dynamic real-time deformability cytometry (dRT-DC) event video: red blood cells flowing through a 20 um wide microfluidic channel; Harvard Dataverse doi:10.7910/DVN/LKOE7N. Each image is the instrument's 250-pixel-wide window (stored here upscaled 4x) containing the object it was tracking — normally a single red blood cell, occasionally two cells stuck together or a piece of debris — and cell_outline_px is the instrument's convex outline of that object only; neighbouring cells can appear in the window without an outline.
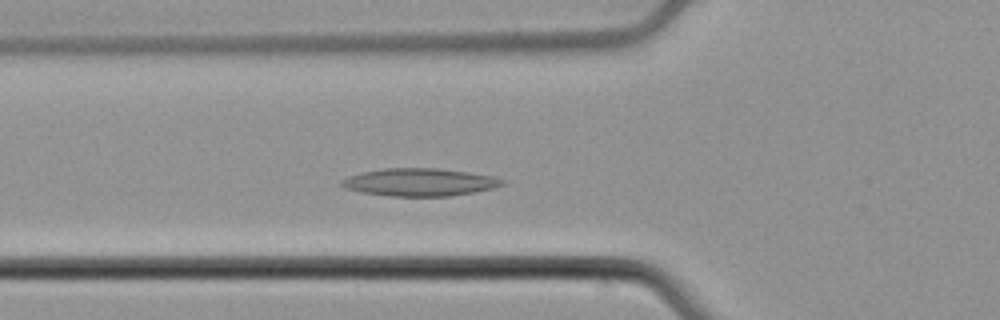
{"species": "common noctule bat (a hibernating species)", "species_latin": "Nyctalus noctula", "temperature_condition": "cold", "stored_images_in_passage": 52, "camera_frame_rate_fps": 3000, "um_per_image_px": 0.085, "animal": {"sex": "male", "body_mass_g": 21.5, "forearm_length_mm": 52.0}, "frame": {"image": 1, "passage_image": 16, "time_ms": 5.0, "image_size_px": [1000, 320], "cell_outline_px": [[508, 180], [504, 184], [492, 188], [476, 192], [448, 196], [388, 196], [360, 192], [344, 188], [340, 184], [340, 180], [348, 176], [360, 172], [384, 168], [436, 168], [468, 172], [492, 176]], "centroid_in_image_um": [35.64, 15.48], "position_along_channel_um": 90.2, "area_um2": 26.13}}
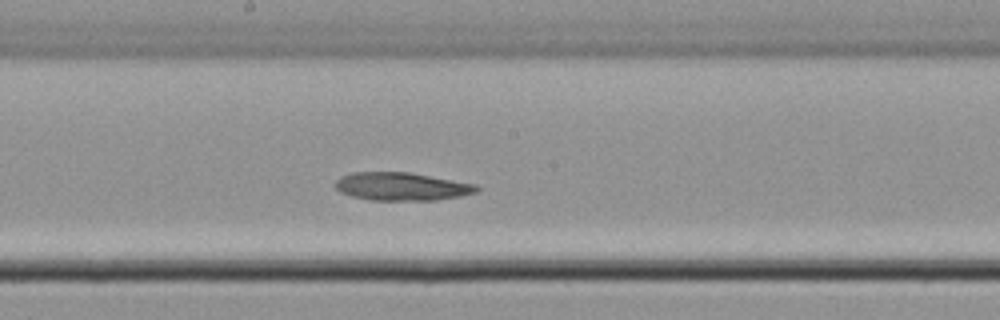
{"frame": {"image": 2, "passage_image": 26, "time_ms": 8.333, "image_size_px": [1000, 320], "cell_outline_px": [[480, 188], [476, 192], [460, 196], [436, 200], [368, 200], [352, 196], [340, 192], [336, 188], [336, 180], [340, 176], [352, 172], [408, 172], [476, 184]], "centroid_in_image_um": [34.12, 15.85], "position_along_channel_um": 214.1, "area_um2": 23.06}}
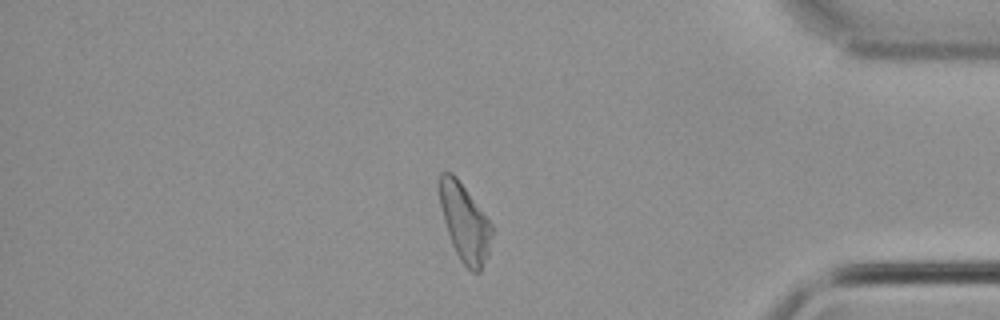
{"frame": {"image": 3, "passage_image": 43, "time_ms": 14.0, "image_size_px": [1000, 320], "cell_outline_px": [[496, 228], [488, 256], [480, 272], [472, 272], [460, 260], [452, 244], [444, 220], [440, 204], [440, 172], [452, 172], [456, 176]], "centroid_in_image_um": [39.56, 18.95], "position_along_channel_um": 395.6, "area_um2": 23.81}}